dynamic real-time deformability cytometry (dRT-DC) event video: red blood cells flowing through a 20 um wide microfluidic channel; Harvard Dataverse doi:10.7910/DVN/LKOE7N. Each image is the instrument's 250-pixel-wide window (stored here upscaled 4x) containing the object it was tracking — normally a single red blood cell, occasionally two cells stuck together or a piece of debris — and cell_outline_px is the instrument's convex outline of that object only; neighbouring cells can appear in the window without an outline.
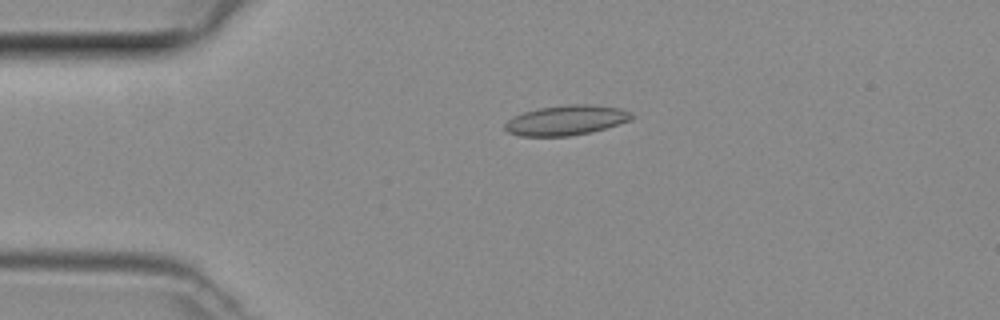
{"species": "common noctule bat (a hibernating species)", "species_latin": "Nyctalus noctula", "temperature_condition": "room temperature", "stored_images_in_passage": 48, "camera_frame_rate_fps": 3000, "um_per_image_px": 0.085, "animal": {"sex": "female", "body_mass_g": 29.2, "forearm_length_mm": 56.3}, "frame": {"image": 1, "passage_image": 11, "time_ms": 3.333, "image_size_px": [1000, 320], "cell_outline_px": [[636, 116], [628, 120], [592, 132], [572, 136], [520, 136], [508, 132], [504, 128], [504, 124], [512, 116], [524, 112], [540, 108], [568, 104], [588, 104], [620, 108], [632, 112]], "centroid_in_image_um": [48.11, 10.22], "position_along_channel_um": 36.9, "area_um2": 22.08}}
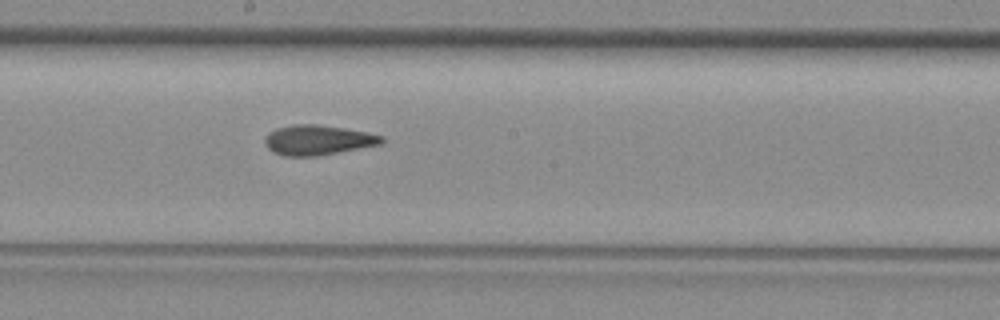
{"frame": {"image": 2, "passage_image": 26, "time_ms": 8.333, "image_size_px": [1000, 320], "cell_outline_px": [[384, 140], [380, 144], [320, 156], [284, 156], [272, 152], [264, 144], [264, 140], [268, 132], [276, 128], [292, 124], [316, 124], [344, 128], [384, 136]], "centroid_in_image_um": [26.96, 11.91], "position_along_channel_um": 221.2, "area_um2": 20.46}}
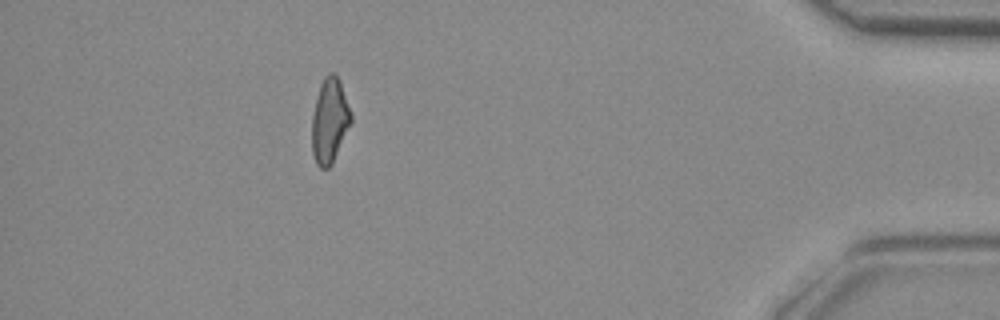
{"frame": {"image": 3, "passage_image": 43, "time_ms": 14.0, "image_size_px": [1000, 320], "cell_outline_px": [[352, 120], [332, 164], [328, 168], [320, 168], [316, 164], [312, 152], [312, 116], [316, 96], [320, 84], [324, 76], [328, 72], [332, 72], [340, 80], [352, 116]], "centroid_in_image_um": [28.0, 10.24], "position_along_channel_um": 407.2, "area_um2": 19.31}}